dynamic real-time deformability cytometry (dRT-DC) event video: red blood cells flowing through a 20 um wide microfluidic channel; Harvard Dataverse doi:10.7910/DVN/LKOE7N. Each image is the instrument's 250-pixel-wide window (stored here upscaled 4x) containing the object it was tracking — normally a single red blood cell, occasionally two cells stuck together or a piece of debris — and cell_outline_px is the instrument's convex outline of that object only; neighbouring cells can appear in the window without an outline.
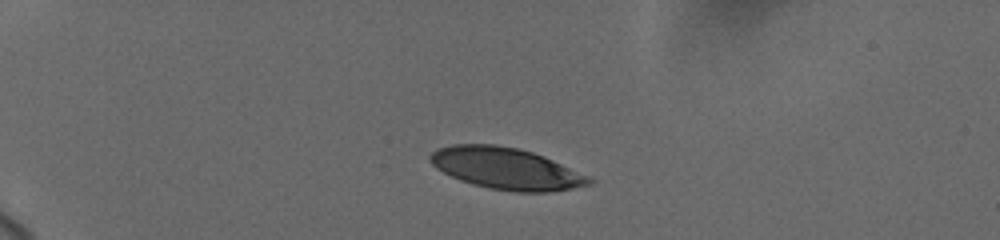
{"species": "human", "species_latin": "Homo sapiens", "temperature_condition": "cold", "stored_images_in_passage": 20, "camera_frame_rate_fps": 3000, "um_per_image_px": 0.085, "donor": {"sex": "female"}, "frame": {"image": 1, "passage_image": 1, "time_ms": 0.0, "image_size_px": [1000, 240], "cell_outline_px": [[596, 180], [592, 184], [572, 188], [548, 192], [516, 192], [488, 188], [472, 184], [460, 180], [436, 168], [432, 164], [428, 156], [436, 148], [452, 144], [496, 144], [516, 148], [532, 152], [544, 156], [592, 176]], "centroid_in_image_um": [43.06, 14.32], "position_along_channel_um": 41.9, "area_um2": 38.84}}
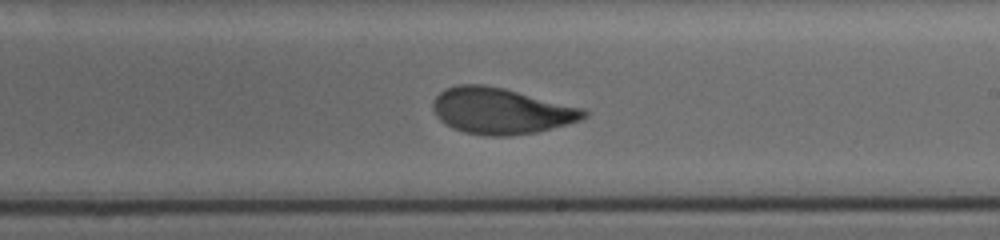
{"frame": {"image": 2, "passage_image": 11, "time_ms": 7.333, "image_size_px": [1000, 240], "cell_outline_px": [[588, 116], [580, 120], [536, 132], [508, 136], [488, 136], [464, 132], [452, 128], [440, 120], [436, 116], [432, 108], [432, 100], [440, 92], [448, 88], [460, 84], [484, 84], [504, 88], [584, 108], [588, 112]], "centroid_in_image_um": [42.57, 9.42], "position_along_channel_um": 246.4, "area_um2": 40.52}}
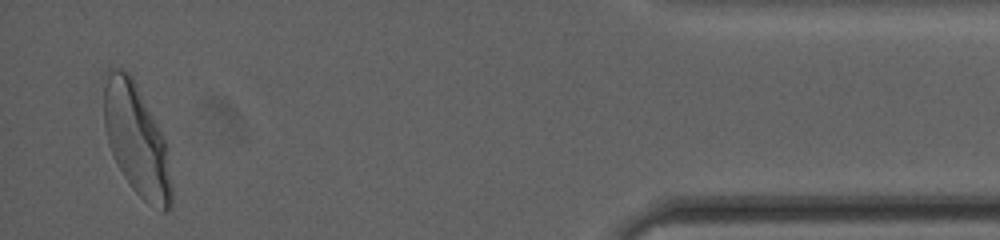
{"frame": {"image": 3, "passage_image": 20, "time_ms": 13.667, "image_size_px": [1000, 240], "cell_outline_px": [[172, 208], [164, 212], [160, 212], [148, 204], [132, 188], [124, 176], [108, 144], [104, 124], [100, 76], [108, 68], [124, 68], [132, 76], [164, 136], [172, 184]], "centroid_in_image_um": [11.56, 11.81], "position_along_channel_um": 423.6, "area_um2": 44.8}, "authors_computed_cell_mechanics": {"area_um2": 40.5178, "velocity_mm_per_s": 3.6692, "shape_relaxation_time_tau1_ms": 3.2247, "shape_relaxation_time_tau2_ms": 0.8498, "deformation_change_tau1": 0.1605, "deformation_change_tau2": 0.0713}}